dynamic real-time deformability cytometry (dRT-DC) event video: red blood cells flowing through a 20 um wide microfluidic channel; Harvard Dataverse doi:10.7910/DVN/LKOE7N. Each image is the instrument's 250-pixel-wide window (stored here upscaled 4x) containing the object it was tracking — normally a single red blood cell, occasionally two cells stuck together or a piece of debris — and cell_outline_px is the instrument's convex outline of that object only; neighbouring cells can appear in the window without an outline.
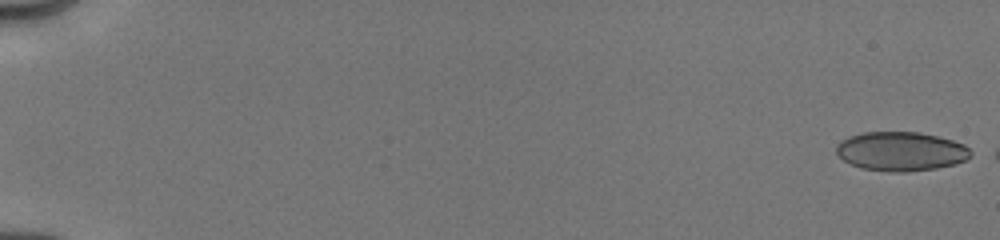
{"species": "human", "species_latin": "Homo sapiens", "temperature_condition": "cold", "stored_images_in_passage": 11, "camera_frame_rate_fps": 3000, "um_per_image_px": 0.085, "donor": {"sex": "male"}, "frame": {"image": 1, "passage_image": 1, "time_ms": 0.0, "image_size_px": [1000, 240], "cell_outline_px": [[972, 156], [956, 164], [936, 168], [904, 172], [888, 172], [860, 168], [844, 160], [836, 152], [836, 144], [840, 140], [848, 136], [864, 132], [920, 132], [952, 140], [964, 144], [972, 152]], "centroid_in_image_um": [76.57, 12.86], "position_along_channel_um": 8.4, "area_um2": 30.75}}